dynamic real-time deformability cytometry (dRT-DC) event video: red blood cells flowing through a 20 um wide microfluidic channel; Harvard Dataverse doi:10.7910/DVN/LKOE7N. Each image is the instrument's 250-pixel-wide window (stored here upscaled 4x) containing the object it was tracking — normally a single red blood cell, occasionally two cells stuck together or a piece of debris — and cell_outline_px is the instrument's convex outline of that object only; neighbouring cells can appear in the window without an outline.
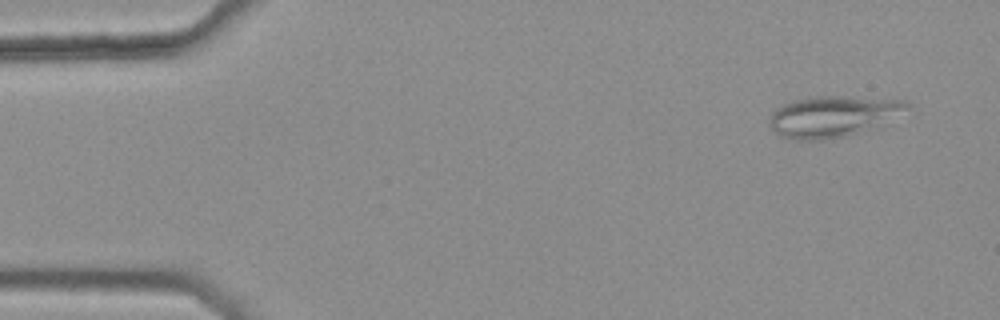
{"species": "common noctule bat (a hibernating species)", "species_latin": "Nyctalus noctula", "temperature_condition": "warm", "stored_images_in_passage": 5, "camera_frame_rate_fps": 3000, "um_per_image_px": 0.085, "animal": {"sex": "female", "body_mass_g": 25.1}, "frame": {"image": 1, "passage_image": 1, "time_ms": 0.0, "image_size_px": [1000, 320], "cell_outline_px": [[912, 108], [880, 128], [848, 136], [824, 140], [796, 140], [780, 136], [768, 124], [768, 120], [772, 112], [776, 108], [784, 104], [796, 100], [816, 96], [844, 96], [908, 100], [912, 104]], "centroid_in_image_um": [70.92, 9.9], "position_along_channel_um": 14.1, "area_um2": 33.93}}